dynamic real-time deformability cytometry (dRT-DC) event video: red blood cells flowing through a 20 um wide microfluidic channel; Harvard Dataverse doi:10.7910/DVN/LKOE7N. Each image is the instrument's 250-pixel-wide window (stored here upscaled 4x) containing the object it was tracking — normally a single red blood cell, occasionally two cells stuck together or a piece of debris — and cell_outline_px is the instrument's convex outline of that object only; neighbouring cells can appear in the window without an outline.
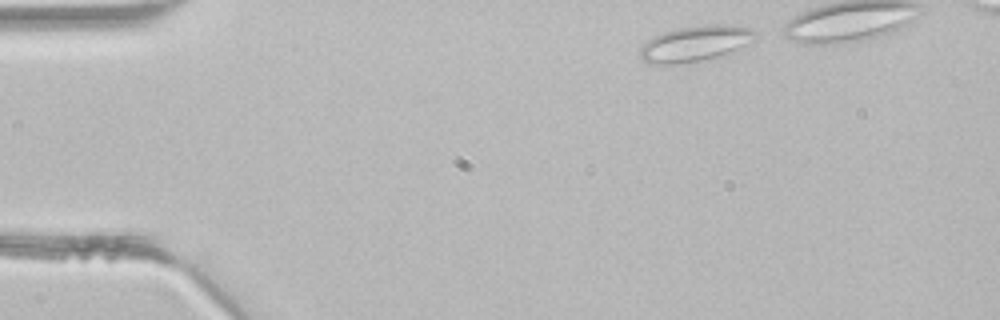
{"species": "common noctule bat (a hibernating species)", "species_latin": "Nyctalus noctula", "temperature_condition": "room temperature", "stored_images_in_passage": 3, "camera_frame_rate_fps": 3000, "um_per_image_px": 0.085, "animal": {"sex": "male", "body_mass_g": 21.5, "forearm_length_mm": 52.0}, "frame": {"image": 1, "passage_image": 1, "time_ms": 0.0, "image_size_px": [1000, 320], "cell_outline_px": [[760, 36], [756, 40], [720, 56], [700, 60], [676, 64], [648, 64], [640, 60], [640, 48], [652, 36], [676, 28], [708, 24], [728, 24], [752, 28]], "centroid_in_image_um": [59.11, 3.69], "position_along_channel_um": 25.9, "area_um2": 24.22}}